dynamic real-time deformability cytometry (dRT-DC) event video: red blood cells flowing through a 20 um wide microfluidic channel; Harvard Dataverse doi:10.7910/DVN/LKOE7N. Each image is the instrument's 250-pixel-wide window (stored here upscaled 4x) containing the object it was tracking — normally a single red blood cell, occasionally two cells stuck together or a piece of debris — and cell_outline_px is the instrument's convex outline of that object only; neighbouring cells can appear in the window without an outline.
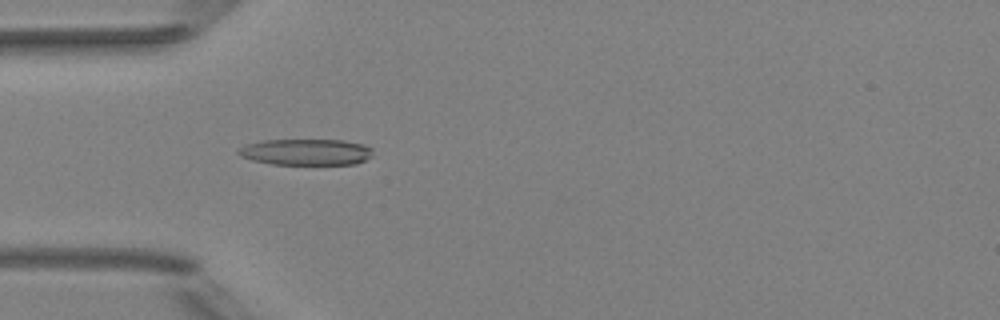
{"species": "Egyptian fruit bat (a non-hibernating species)", "species_latin": "Rousettus aegyptiacus", "temperature_condition": "room temperature", "stored_images_in_passage": 4, "camera_frame_rate_fps": 3000, "um_per_image_px": 0.085, "animal": {"sex": "female"}, "frame": {"image": 1, "passage_image": 4, "time_ms": 4.333, "image_size_px": [1000, 320], "cell_outline_px": [[372, 156], [356, 164], [272, 164], [252, 160], [240, 156], [236, 152], [244, 144], [264, 140], [344, 140], [364, 144], [372, 148]], "centroid_in_image_um": [26.01, 12.91], "position_along_channel_um": 59.0, "area_um2": 20.63}}